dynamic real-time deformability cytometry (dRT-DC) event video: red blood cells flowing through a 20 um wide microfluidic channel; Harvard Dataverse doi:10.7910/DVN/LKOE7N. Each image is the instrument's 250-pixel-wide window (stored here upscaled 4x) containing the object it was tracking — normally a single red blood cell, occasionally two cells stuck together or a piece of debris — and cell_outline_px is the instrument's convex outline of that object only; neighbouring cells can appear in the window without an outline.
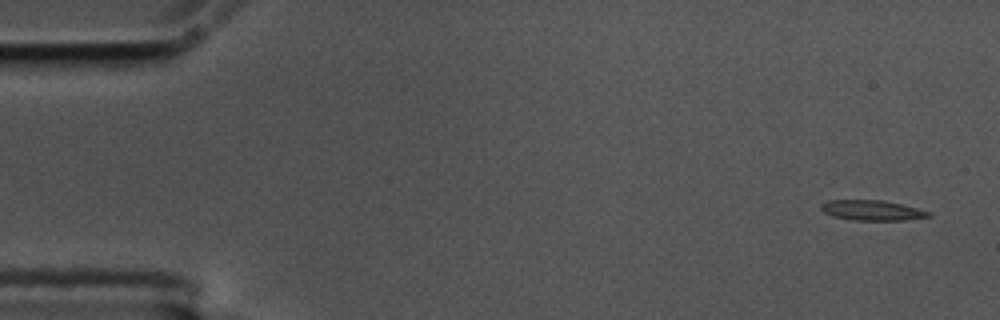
{"species": "common noctule bat (a hibernating species)", "species_latin": "Nyctalus noctula", "temperature_condition": "cold", "stored_images_in_passage": 5, "camera_frame_rate_fps": 3000, "um_per_image_px": 0.085, "animal": {"sex": "male", "body_mass_g": 17.5, "forearm_length_mm": 52.3}, "frame": {"image": 1, "passage_image": 1, "time_ms": 0.0, "image_size_px": [1000, 320], "cell_outline_px": [[932, 216], [904, 220], [852, 220], [832, 216], [824, 212], [820, 208], [820, 204], [828, 200], [884, 200], [932, 212]], "centroid_in_image_um": [74.11, 17.87], "position_along_channel_um": 10.9, "area_um2": 12.66}}
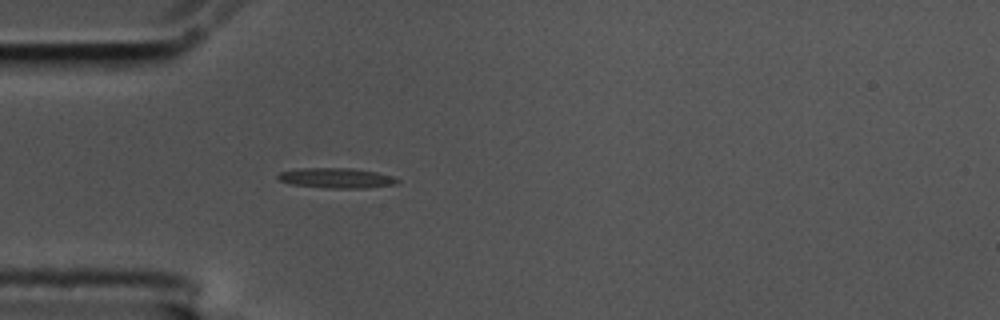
{"frame": {"image": 2, "passage_image": 5, "time_ms": 1.333, "image_size_px": [1000, 320], "cell_outline_px": [[400, 180], [396, 184], [368, 188], [328, 188], [292, 184], [280, 180], [276, 176], [280, 172], [300, 168], [352, 168], [376, 172], [392, 176]], "centroid_in_image_um": [28.61, 15.13], "position_along_channel_um": 56.4, "area_um2": 13.93}}